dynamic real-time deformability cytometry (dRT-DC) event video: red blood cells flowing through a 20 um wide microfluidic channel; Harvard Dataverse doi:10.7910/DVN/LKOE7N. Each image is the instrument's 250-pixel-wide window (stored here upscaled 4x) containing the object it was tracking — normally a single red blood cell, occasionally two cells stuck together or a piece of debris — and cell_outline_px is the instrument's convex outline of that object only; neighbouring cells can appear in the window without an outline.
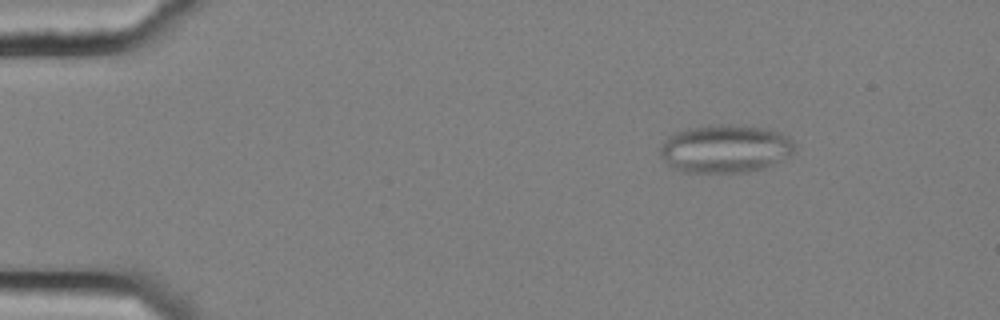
{"species": "common noctule bat (a hibernating species)", "species_latin": "Nyctalus noctula", "temperature_condition": "cold", "stored_images_in_passage": 16, "camera_frame_rate_fps": 3000, "um_per_image_px": 0.085, "animal": {"sex": "female", "body_mass_g": 25.1}, "frame": {"image": 1, "passage_image": 5, "time_ms": 1.333, "image_size_px": [1000, 320], "cell_outline_px": [[792, 152], [788, 156], [764, 168], [748, 172], [684, 172], [668, 164], [660, 156], [660, 148], [664, 140], [668, 136], [676, 132], [688, 128], [708, 124], [728, 124], [764, 128], [780, 132], [788, 136], [792, 140]], "centroid_in_image_um": [61.61, 12.63], "position_along_channel_um": 23.4, "area_um2": 37.57}}